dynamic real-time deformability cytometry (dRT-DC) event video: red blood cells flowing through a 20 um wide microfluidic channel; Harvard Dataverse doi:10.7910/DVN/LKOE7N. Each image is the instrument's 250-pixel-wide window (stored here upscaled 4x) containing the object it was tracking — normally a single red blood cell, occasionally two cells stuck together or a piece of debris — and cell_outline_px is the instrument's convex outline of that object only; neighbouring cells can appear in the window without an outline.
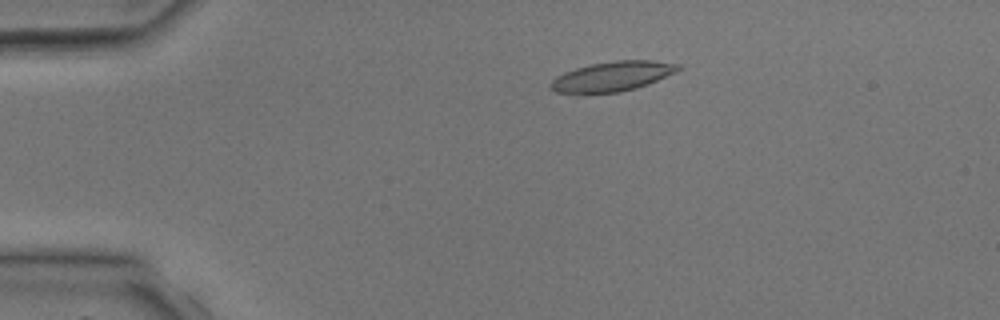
{"species": "common noctule bat (a hibernating species)", "species_latin": "Nyctalus noctula", "temperature_condition": "room temperature", "stored_images_in_passage": 2, "camera_frame_rate_fps": 3000, "um_per_image_px": 0.085, "animal": {"sex": "male", "body_mass_g": 17.9, "forearm_length_mm": 54.2}, "frame": {"image": 1, "passage_image": 1, "time_ms": 0.0, "image_size_px": [1000, 320], "cell_outline_px": [[684, 68], [676, 72], [648, 84], [636, 88], [620, 92], [580, 96], [556, 92], [548, 88], [548, 84], [556, 76], [564, 72], [576, 68], [592, 64], [616, 60], [652, 60], [680, 64]], "centroid_in_image_um": [51.99, 6.53], "position_along_channel_um": 33.0, "area_um2": 22.95}}